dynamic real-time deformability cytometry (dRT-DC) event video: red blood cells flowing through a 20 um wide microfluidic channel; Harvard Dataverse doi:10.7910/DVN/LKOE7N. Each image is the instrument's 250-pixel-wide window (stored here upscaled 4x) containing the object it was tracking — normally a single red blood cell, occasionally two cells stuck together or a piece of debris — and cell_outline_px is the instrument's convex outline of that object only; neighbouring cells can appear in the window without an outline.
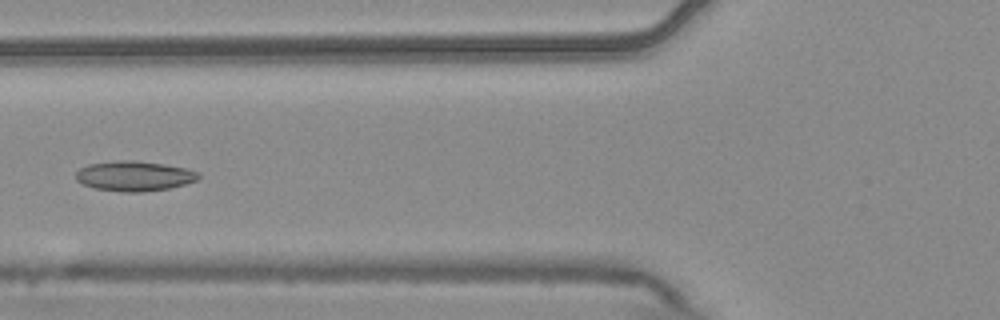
{"species": "common noctule bat (a hibernating species)", "species_latin": "Nyctalus noctula", "temperature_condition": "warm", "stored_images_in_passage": 8, "camera_frame_rate_fps": 3000, "um_per_image_px": 0.085, "animal": {"sex": "male", "body_mass_g": 20.4}, "frame": {"image": 1, "passage_image": 5, "time_ms": 1.333, "image_size_px": [1000, 320], "cell_outline_px": [[200, 176], [196, 180], [184, 184], [168, 188], [144, 192], [120, 192], [96, 188], [84, 184], [76, 180], [76, 172], [80, 168], [88, 164], [116, 160], [132, 160], [164, 164], [184, 168], [200, 172]], "centroid_in_image_um": [11.4, 14.96], "position_along_channel_um": 114.4, "area_um2": 21.39}}
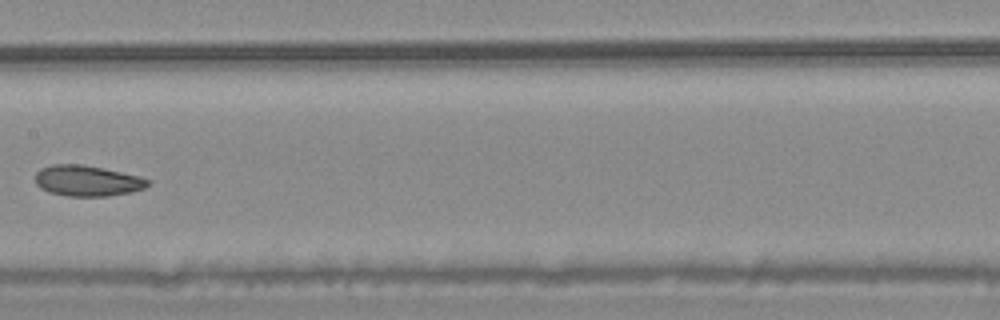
{"frame": {"image": 2, "passage_image": 7, "time_ms": 2.0, "image_size_px": [1000, 320], "cell_outline_px": [[152, 184], [144, 188], [132, 192], [108, 196], [68, 196], [48, 192], [40, 188], [36, 184], [36, 172], [40, 168], [52, 164], [84, 164], [104, 168], [140, 176], [152, 180]], "centroid_in_image_um": [7.45, 15.36], "position_along_channel_um": 200.0, "area_um2": 20.52}}
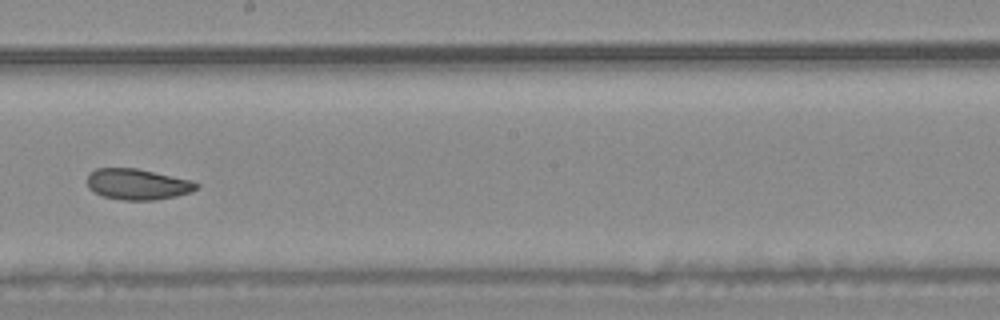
{"frame": {"image": 3, "passage_image": 8, "time_ms": 2.333, "image_size_px": [1000, 320], "cell_outline_px": [[200, 188], [192, 192], [176, 196], [156, 200], [124, 200], [100, 196], [88, 188], [88, 172], [96, 168], [136, 168], [192, 180], [200, 184]], "centroid_in_image_um": [11.71, 15.66], "position_along_channel_um": 236.5, "area_um2": 19.94}}